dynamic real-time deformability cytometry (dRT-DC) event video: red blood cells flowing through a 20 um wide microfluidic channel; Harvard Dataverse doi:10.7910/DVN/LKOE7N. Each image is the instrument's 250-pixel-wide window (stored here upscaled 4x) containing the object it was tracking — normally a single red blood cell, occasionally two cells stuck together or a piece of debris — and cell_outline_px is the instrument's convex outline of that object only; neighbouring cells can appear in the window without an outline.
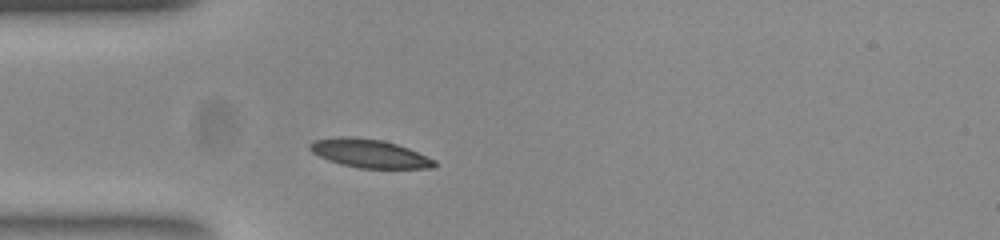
{"species": "common noctule bat (a hibernating species)", "species_latin": "Nyctalus noctula", "temperature_condition": "room temperature", "stored_images_in_passage": 33, "camera_frame_rate_fps": 3000, "um_per_image_px": 0.085, "animal": {"sex": "female", "body_mass_g": 23.0, "forearm_length_mm": 53.4}, "frame": {"image": 1, "passage_image": 1, "time_ms": 0.0, "image_size_px": [1000, 240], "cell_outline_px": [[436, 164], [432, 168], [360, 168], [340, 164], [328, 160], [312, 152], [308, 148], [308, 144], [316, 140], [336, 136], [348, 136], [384, 140], [408, 148], [436, 160]], "centroid_in_image_um": [31.38, 13.03], "position_along_channel_um": 53.6, "area_um2": 20.63}}
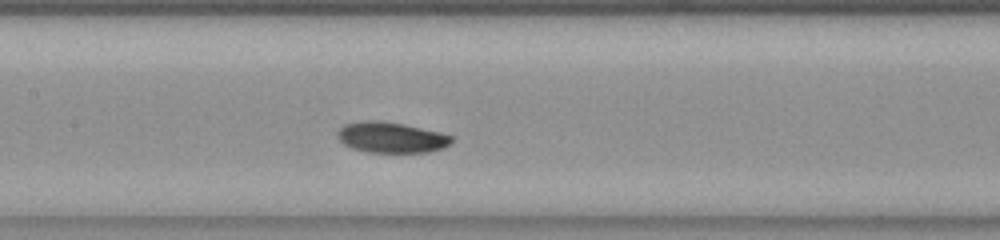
{"frame": {"image": 2, "passage_image": 11, "time_ms": 3.333, "image_size_px": [1000, 240], "cell_outline_px": [[452, 144], [444, 148], [428, 152], [368, 152], [352, 148], [344, 144], [336, 136], [336, 132], [344, 124], [364, 120], [376, 120], [404, 124], [440, 132], [452, 136]], "centroid_in_image_um": [33.25, 11.68], "position_along_channel_um": 174.1, "area_um2": 20.52}}
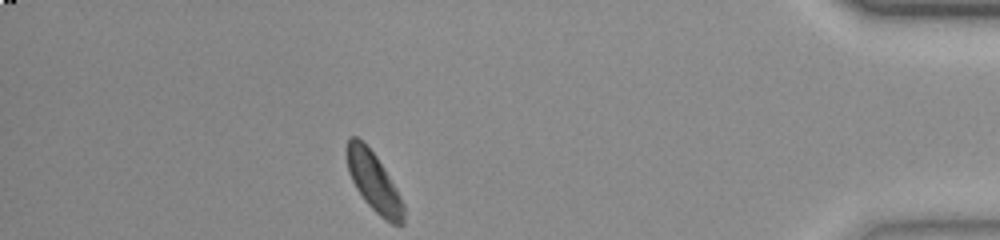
{"frame": {"image": 3, "passage_image": 33, "time_ms": 10.667, "image_size_px": [1000, 240], "cell_outline_px": [[404, 224], [392, 224], [384, 220], [364, 200], [356, 188], [348, 172], [348, 140], [352, 136], [356, 136], [376, 156], [396, 188], [404, 204]], "centroid_in_image_um": [31.8, 15.53], "position_along_channel_um": 403.4, "area_um2": 19.02}, "authors_computed_cell_mechanics": {"area_um2": 20.4034, "velocity_mm_per_s": 3.8068, "shape_relaxation_time_tau1_ms": 10.7177, "shape_relaxation_time_tau2_ms": null, "deformation_change_tau1": 0.2409, "deformation_change_tau2": null}}